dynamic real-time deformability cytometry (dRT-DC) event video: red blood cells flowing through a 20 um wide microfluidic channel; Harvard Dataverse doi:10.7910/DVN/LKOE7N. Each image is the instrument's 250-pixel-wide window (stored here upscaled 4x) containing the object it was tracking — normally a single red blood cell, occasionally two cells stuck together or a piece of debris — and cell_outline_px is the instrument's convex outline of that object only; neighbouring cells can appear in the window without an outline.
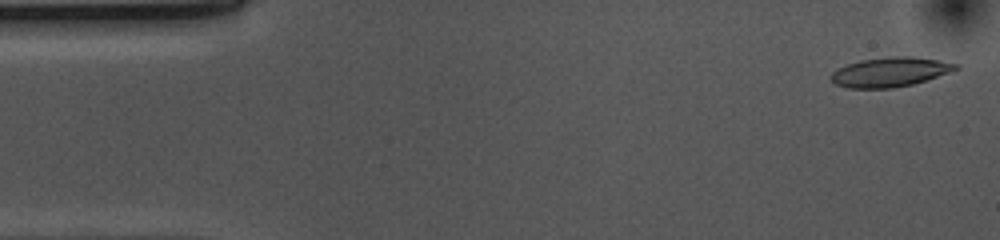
{"species": "common noctule bat (a hibernating species)", "species_latin": "Nyctalus noctula", "temperature_condition": "cold", "stored_images_in_passage": 52, "camera_frame_rate_fps": 3000, "um_per_image_px": 0.085, "animal": {"sex": "female", "body_mass_g": 10.0, "forearm_length_mm": 53.1}, "frame": {"image": 1, "passage_image": 1, "time_ms": 0.0, "image_size_px": [1000, 240], "cell_outline_px": [[960, 68], [952, 72], [912, 84], [892, 88], [848, 88], [836, 84], [828, 76], [832, 72], [848, 64], [860, 60], [892, 56], [912, 56], [960, 64]], "centroid_in_image_um": [75.68, 6.12], "position_along_channel_um": 9.3, "area_um2": 21.39}}
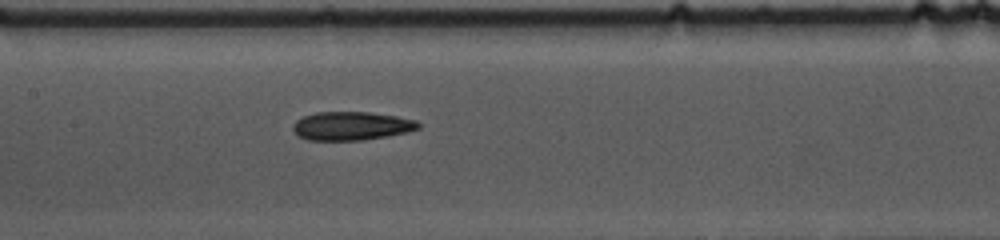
{"frame": {"image": 2, "passage_image": 23, "time_ms": 7.333, "image_size_px": [1000, 240], "cell_outline_px": [[420, 128], [408, 132], [388, 136], [364, 140], [308, 140], [300, 136], [292, 128], [292, 124], [296, 120], [304, 116], [316, 112], [368, 112], [396, 116], [416, 120], [420, 124]], "centroid_in_image_um": [29.89, 10.7], "position_along_channel_um": 177.5, "area_um2": 20.87}}
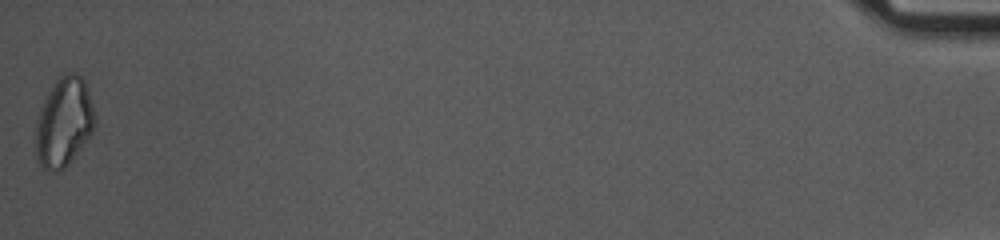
{"frame": {"image": 3, "passage_image": 52, "time_ms": 17.0, "image_size_px": [1000, 240], "cell_outline_px": [[96, 120], [92, 132], [68, 164], [64, 168], [56, 172], [48, 172], [36, 160], [36, 128], [40, 112], [44, 100], [52, 84], [60, 76], [68, 72], [76, 72], [84, 80], [96, 116]], "centroid_in_image_um": [5.43, 10.39], "position_along_channel_um": 429.8, "area_um2": 30.46}, "authors_computed_cell_mechanics": {"area_um2": 21.6172, "velocity_mm_per_s": 3.6832, "shape_relaxation_time_tau1_ms": null, "shape_relaxation_time_tau2_ms": 4.9991, "deformation_change_tau1": null, "deformation_change_tau2": 0.1311}}